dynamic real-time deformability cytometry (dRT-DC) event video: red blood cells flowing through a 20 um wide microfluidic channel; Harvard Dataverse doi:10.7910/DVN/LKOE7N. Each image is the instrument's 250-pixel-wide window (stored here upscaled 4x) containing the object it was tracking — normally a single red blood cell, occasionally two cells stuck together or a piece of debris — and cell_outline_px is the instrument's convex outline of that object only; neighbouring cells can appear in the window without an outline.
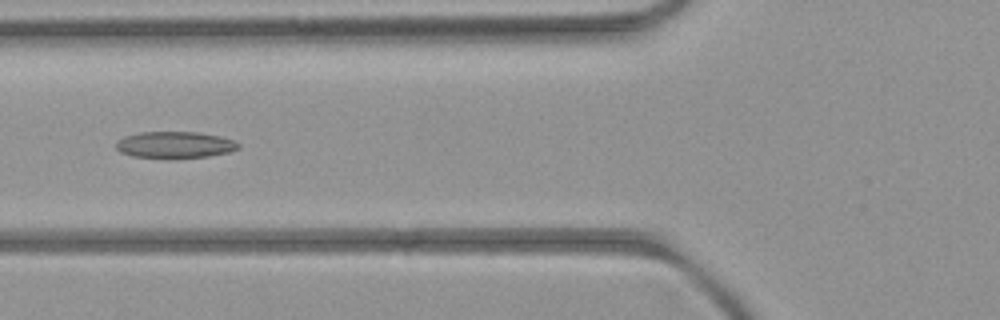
{"species": "common noctule bat (a hibernating species)", "species_latin": "Nyctalus noctula", "temperature_condition": "room temperature", "stored_images_in_passage": 6, "camera_frame_rate_fps": 3000, "um_per_image_px": 0.085, "animal": {"sex": "female", "body_mass_g": 21.9}, "frame": {"image": 1, "passage_image": 6, "time_ms": 5.667, "image_size_px": [1000, 320], "cell_outline_px": [[240, 148], [228, 152], [208, 156], [172, 160], [132, 156], [120, 152], [116, 148], [116, 144], [124, 136], [140, 132], [196, 132], [220, 136], [232, 140], [240, 144]], "centroid_in_image_um": [14.85, 12.34], "position_along_channel_um": 110.9, "area_um2": 19.31}}